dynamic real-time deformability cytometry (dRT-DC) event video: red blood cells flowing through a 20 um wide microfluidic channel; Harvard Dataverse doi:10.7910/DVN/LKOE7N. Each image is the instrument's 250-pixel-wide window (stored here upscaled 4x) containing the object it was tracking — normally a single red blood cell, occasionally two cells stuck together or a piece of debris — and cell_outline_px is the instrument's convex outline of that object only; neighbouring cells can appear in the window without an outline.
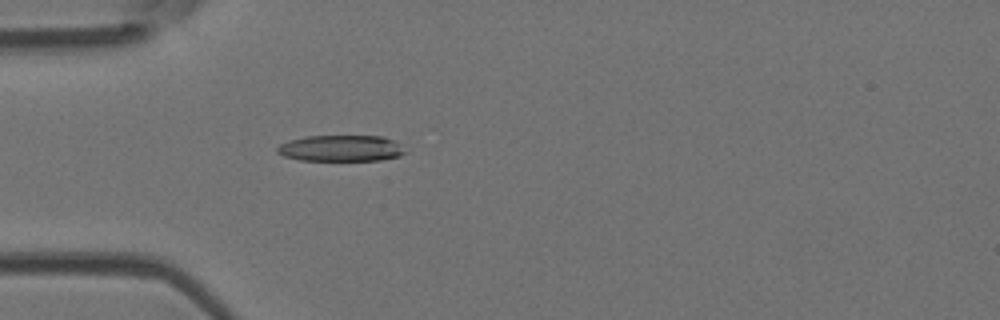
{"species": "Egyptian fruit bat (a non-hibernating species)", "species_latin": "Rousettus aegyptiacus", "temperature_condition": "room temperature", "stored_images_in_passage": 27, "camera_frame_rate_fps": 3000, "um_per_image_px": 0.085, "animal": {"sex": "female"}, "frame": {"image": 1, "passage_image": 8, "time_ms": 2.333, "image_size_px": [1000, 320], "cell_outline_px": [[404, 152], [400, 156], [380, 160], [300, 160], [284, 156], [276, 152], [276, 148], [280, 144], [288, 140], [304, 136], [384, 136], [392, 140]], "centroid_in_image_um": [28.89, 12.6], "position_along_channel_um": 56.1, "area_um2": 19.31}}
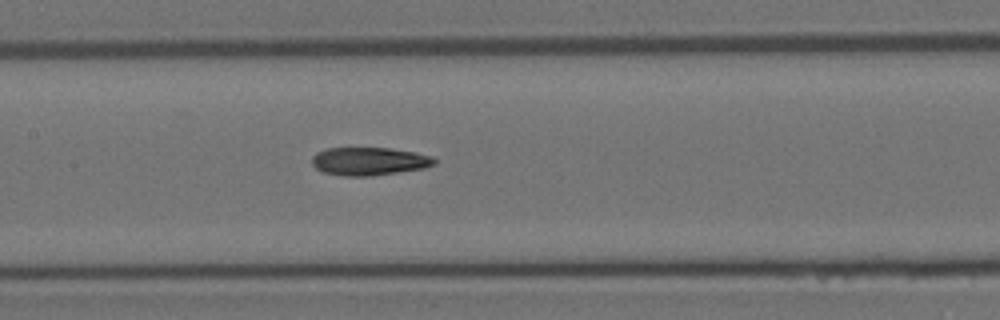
{"frame": {"image": 2, "passage_image": 17, "time_ms": 5.333, "image_size_px": [1000, 320], "cell_outline_px": [[436, 164], [424, 168], [372, 176], [344, 176], [324, 172], [316, 168], [312, 164], [312, 156], [316, 152], [328, 148], [392, 148], [416, 152], [432, 156], [436, 160]], "centroid_in_image_um": [31.39, 13.7], "position_along_channel_um": 176.0, "area_um2": 20.11}}
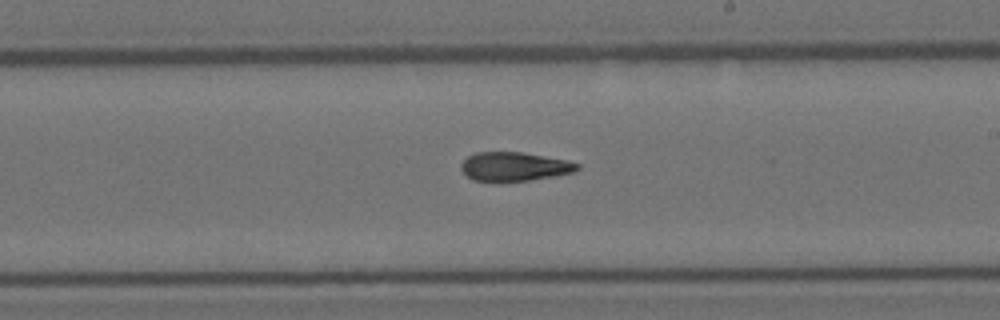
{"frame": {"image": 3, "passage_image": 22, "time_ms": 7.0, "image_size_px": [1000, 320], "cell_outline_px": [[580, 168], [572, 172], [556, 176], [528, 180], [472, 180], [460, 168], [460, 164], [468, 156], [476, 152], [520, 152], [568, 160], [580, 164]], "centroid_in_image_um": [43.74, 14.14], "position_along_channel_um": 245.3, "area_um2": 19.25}}